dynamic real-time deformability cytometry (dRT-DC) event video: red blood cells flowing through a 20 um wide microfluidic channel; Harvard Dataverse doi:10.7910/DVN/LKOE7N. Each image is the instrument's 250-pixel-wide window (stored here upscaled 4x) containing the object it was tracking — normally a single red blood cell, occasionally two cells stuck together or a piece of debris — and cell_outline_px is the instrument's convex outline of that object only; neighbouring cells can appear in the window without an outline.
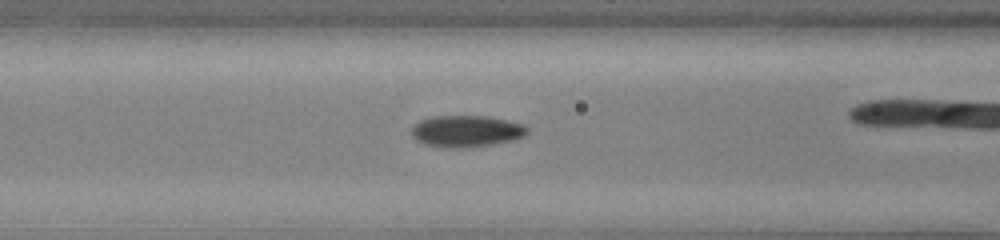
{"species": "common noctule bat (a hibernating species)", "species_latin": "Nyctalus noctula", "temperature_condition": "cold", "stored_images_in_passage": 27, "camera_frame_rate_fps": 3000, "um_per_image_px": 0.085, "animal": {"sex": "male", "body_mass_g": 13.0, "forearm_length_mm": 53.1}, "frame": {"image": 1, "passage_image": 7, "time_ms": 2.0, "image_size_px": [1000, 240], "cell_outline_px": [[528, 132], [524, 136], [512, 140], [488, 144], [460, 148], [456, 148], [424, 144], [416, 140], [412, 136], [412, 128], [420, 120], [436, 116], [488, 116], [524, 124], [528, 128]], "centroid_in_image_um": [39.65, 11.13], "position_along_channel_um": 127.0, "area_um2": 20.98}}
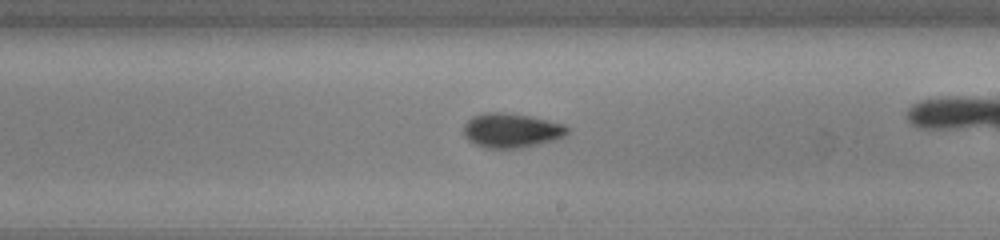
{"frame": {"image": 2, "passage_image": 16, "time_ms": 5.0, "image_size_px": [1000, 240], "cell_outline_px": [[572, 128], [564, 136], [556, 140], [524, 148], [484, 148], [468, 140], [464, 136], [464, 124], [472, 116], [484, 112], [504, 112], [532, 116], [564, 124]], "centroid_in_image_um": [43.5, 11.08], "position_along_channel_um": 245.5, "area_um2": 21.21}}
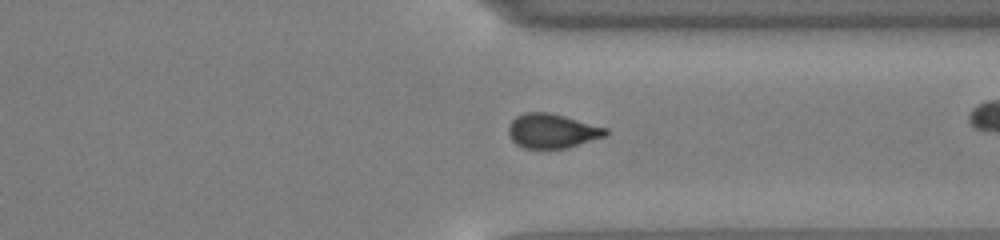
{"frame": {"image": 3, "passage_image": 25, "time_ms": 8.0, "image_size_px": [1000, 240], "cell_outline_px": [[608, 132], [604, 136], [564, 148], [524, 148], [516, 144], [512, 140], [508, 132], [508, 128], [512, 120], [516, 116], [524, 112], [548, 112], [564, 116], [608, 128]], "centroid_in_image_um": [46.89, 11.11], "position_along_channel_um": 364.5, "area_um2": 19.19}}